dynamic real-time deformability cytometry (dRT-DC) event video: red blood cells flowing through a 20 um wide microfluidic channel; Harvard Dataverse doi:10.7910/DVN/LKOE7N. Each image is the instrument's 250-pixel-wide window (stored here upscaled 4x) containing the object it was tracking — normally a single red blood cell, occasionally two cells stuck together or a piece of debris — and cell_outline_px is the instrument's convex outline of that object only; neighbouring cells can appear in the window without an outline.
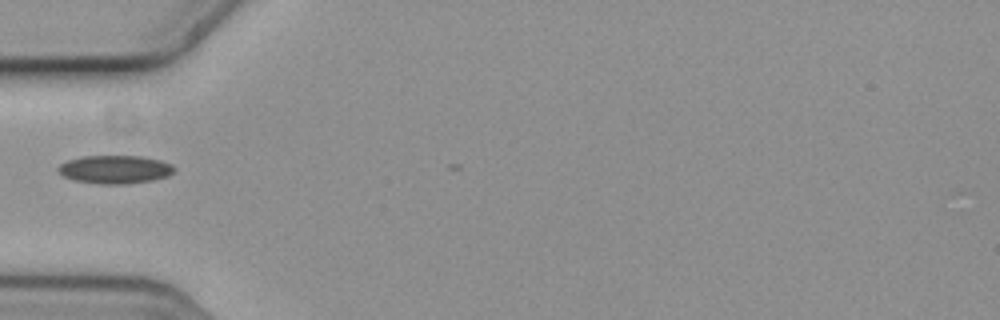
{"species": "common noctule bat (a hibernating species)", "species_latin": "Nyctalus noctula", "temperature_condition": "cold", "stored_images_in_passage": 2, "camera_frame_rate_fps": 3000, "um_per_image_px": 0.085, "animal": {"sex": "female", "body_mass_g": 19.3, "forearm_length_mm": 54.1}, "frame": {"image": 1, "passage_image": 1, "time_ms": 0.0, "image_size_px": [1000, 320], "cell_outline_px": [[176, 168], [168, 176], [152, 180], [124, 184], [100, 184], [72, 180], [56, 172], [56, 168], [60, 164], [68, 160], [80, 156], [140, 156], [160, 160], [172, 164]], "centroid_in_image_um": [9.73, 14.4], "position_along_channel_um": 75.3, "area_um2": 19.25}}